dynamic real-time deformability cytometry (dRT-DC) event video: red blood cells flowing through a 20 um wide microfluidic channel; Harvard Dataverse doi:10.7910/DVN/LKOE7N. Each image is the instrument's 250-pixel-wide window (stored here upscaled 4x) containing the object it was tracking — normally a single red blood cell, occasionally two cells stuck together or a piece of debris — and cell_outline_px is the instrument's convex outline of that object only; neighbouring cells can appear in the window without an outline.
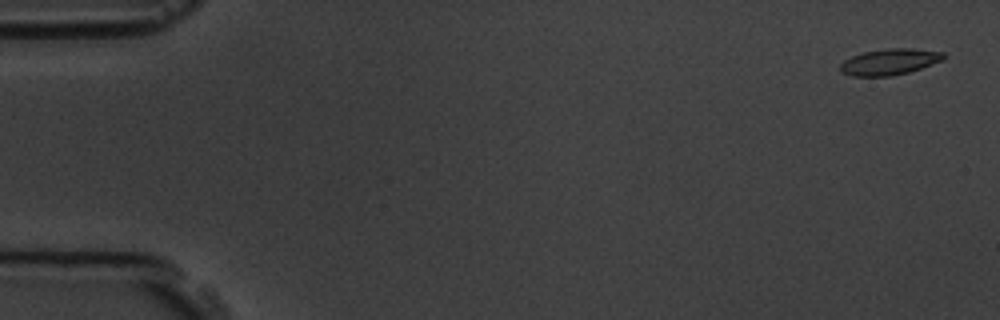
{"species": "common noctule bat (a hibernating species)", "species_latin": "Nyctalus noctula", "temperature_condition": "room temperature", "stored_images_in_passage": 5, "camera_frame_rate_fps": 3000, "um_per_image_px": 0.085, "animal": {"sex": "male", "body_mass_g": 19.5, "forearm_length_mm": 54.6}, "frame": {"image": 1, "passage_image": 1, "time_ms": 0.0, "image_size_px": [1000, 320], "cell_outline_px": [[944, 60], [908, 72], [892, 76], [852, 76], [840, 72], [840, 64], [844, 60], [852, 56], [864, 52], [888, 48], [912, 48], [944, 52]], "centroid_in_image_um": [75.6, 5.25], "position_along_channel_um": 9.4, "area_um2": 15.72}}
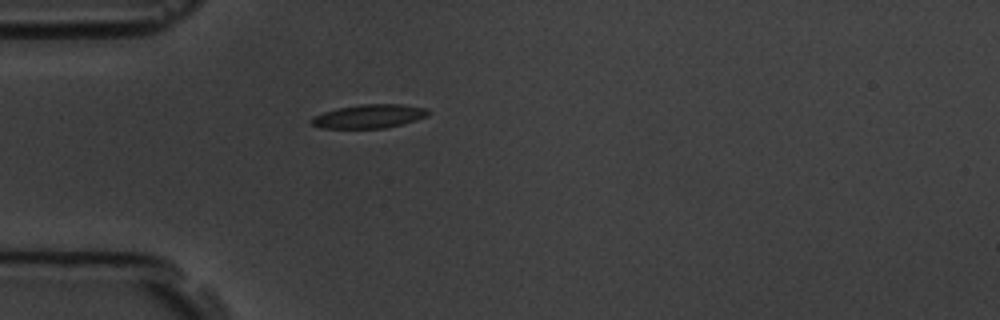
{"frame": {"image": 2, "passage_image": 5, "time_ms": 4.667, "image_size_px": [1000, 320], "cell_outline_px": [[428, 116], [416, 120], [384, 128], [320, 128], [312, 124], [308, 120], [312, 116], [324, 112], [340, 108], [360, 104], [400, 104], [428, 108]], "centroid_in_image_um": [31.35, 9.88], "position_along_channel_um": 53.7, "area_um2": 16.07}}